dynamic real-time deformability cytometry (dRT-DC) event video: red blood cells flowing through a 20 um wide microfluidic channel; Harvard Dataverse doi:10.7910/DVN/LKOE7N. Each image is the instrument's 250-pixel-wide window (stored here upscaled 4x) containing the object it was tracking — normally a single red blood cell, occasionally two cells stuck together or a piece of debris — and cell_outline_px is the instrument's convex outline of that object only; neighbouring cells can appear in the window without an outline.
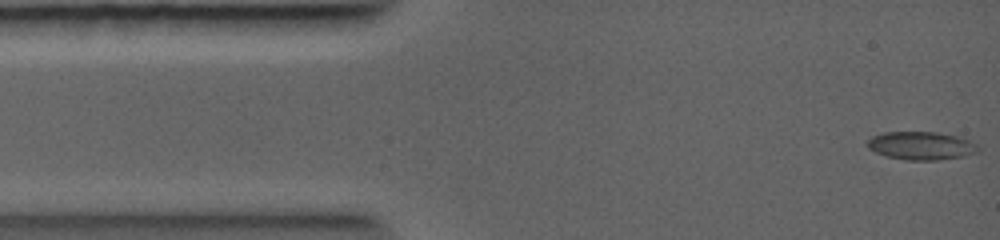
{"species": "common noctule bat (a hibernating species)", "species_latin": "Nyctalus noctula", "temperature_condition": "warm", "stored_images_in_passage": 4, "camera_frame_rate_fps": 5000, "um_per_image_px": 0.085, "animal": {"sex": "female", "body_mass_g": 19.0, "forearm_length_mm": 56.7}, "frame": {"image": 1, "passage_image": 1, "time_ms": 0.0, "image_size_px": [1000, 240], "cell_outline_px": [[980, 148], [976, 152], [964, 156], [936, 160], [904, 160], [888, 156], [876, 152], [868, 148], [868, 140], [872, 136], [884, 132], [936, 132], [956, 136], [968, 140], [976, 144]], "centroid_in_image_um": [78.29, 12.38], "position_along_channel_um": 6.7, "area_um2": 17.98}}
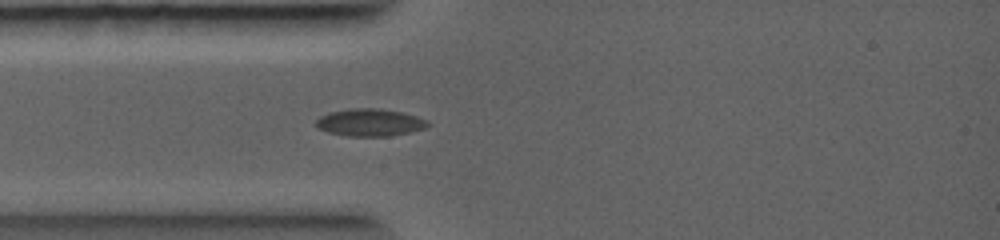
{"frame": {"image": 2, "passage_image": 4, "time_ms": 2.0, "image_size_px": [1000, 240], "cell_outline_px": [[428, 124], [424, 128], [408, 132], [388, 136], [348, 136], [328, 132], [316, 128], [316, 120], [320, 116], [328, 112], [352, 108], [380, 108], [400, 112], [416, 116], [428, 120]], "centroid_in_image_um": [31.39, 10.4], "position_along_channel_um": 53.6, "area_um2": 17.74}}